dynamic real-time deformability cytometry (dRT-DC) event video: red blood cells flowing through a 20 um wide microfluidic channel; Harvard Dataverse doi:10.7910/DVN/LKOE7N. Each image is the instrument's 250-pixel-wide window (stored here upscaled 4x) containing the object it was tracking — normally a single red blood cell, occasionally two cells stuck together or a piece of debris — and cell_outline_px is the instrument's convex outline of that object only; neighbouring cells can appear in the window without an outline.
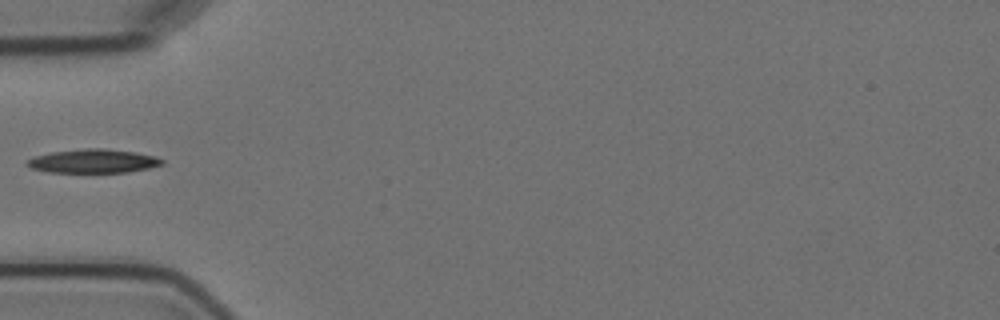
{"species": "Egyptian fruit bat (a non-hibernating species)", "species_latin": "Rousettus aegyptiacus", "temperature_condition": "cold", "stored_images_in_passage": 2, "camera_frame_rate_fps": 3000, "um_per_image_px": 0.085, "animal": {"sex": "female"}, "frame": {"image": 1, "passage_image": 1, "time_ms": 0.0, "image_size_px": [1000, 320], "cell_outline_px": [[164, 164], [148, 168], [128, 172], [48, 172], [32, 168], [24, 164], [28, 160], [36, 156], [52, 152], [84, 148], [104, 148], [136, 152], [156, 156], [164, 160]], "centroid_in_image_um": [7.96, 13.69], "position_along_channel_um": 77.0, "area_um2": 18.67}}
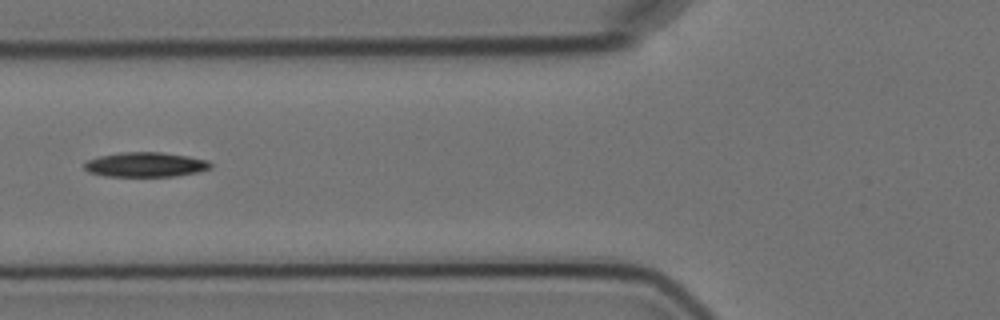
{"frame": {"image": 2, "passage_image": 2, "time_ms": 1.0, "image_size_px": [1000, 320], "cell_outline_px": [[212, 168], [196, 172], [176, 176], [104, 176], [88, 172], [84, 168], [84, 164], [88, 160], [100, 156], [120, 152], [160, 152], [188, 156], [208, 160], [212, 164]], "centroid_in_image_um": [12.37, 13.99], "position_along_channel_um": 113.4, "area_um2": 18.15}}